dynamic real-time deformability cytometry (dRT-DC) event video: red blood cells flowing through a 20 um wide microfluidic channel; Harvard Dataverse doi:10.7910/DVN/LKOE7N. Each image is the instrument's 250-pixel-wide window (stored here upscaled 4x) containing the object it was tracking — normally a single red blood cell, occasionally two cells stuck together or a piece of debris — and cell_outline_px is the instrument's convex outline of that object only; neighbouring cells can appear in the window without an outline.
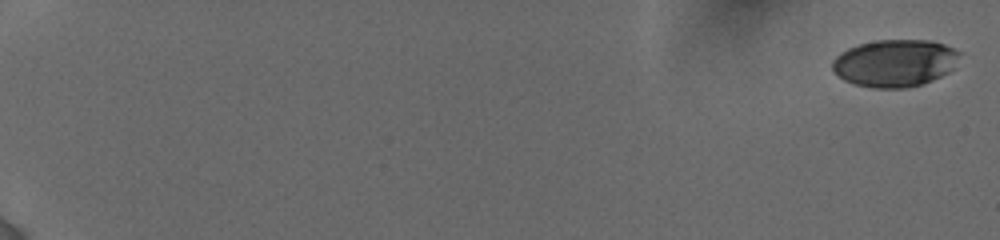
{"species": "human", "species_latin": "Homo sapiens", "temperature_condition": "cold", "stored_images_in_passage": 70, "camera_frame_rate_fps": 3000, "um_per_image_px": 0.085, "donor": {"sex": "female"}, "frame": {"image": 1, "passage_image": 1, "time_ms": 0.0, "image_size_px": [1000, 240], "cell_outline_px": [[960, 52], [952, 68], [948, 72], [924, 84], [908, 88], [872, 88], [852, 84], [844, 80], [832, 68], [832, 60], [840, 52], [848, 48], [860, 44], [876, 40], [932, 40], [944, 44]], "centroid_in_image_um": [76.04, 5.37], "position_along_channel_um": 9.0, "area_um2": 35.08}}
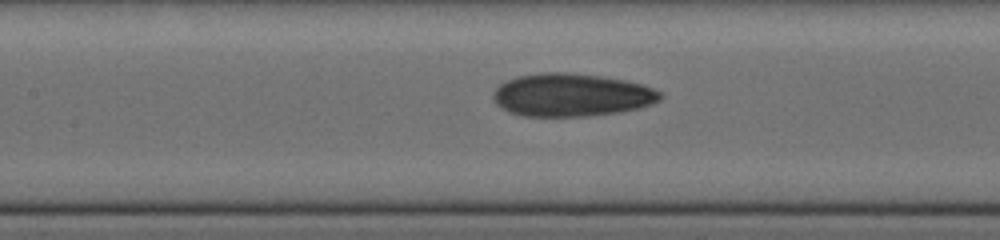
{"frame": {"image": 2, "passage_image": 34, "time_ms": 9.667, "image_size_px": [1000, 240], "cell_outline_px": [[664, 96], [660, 100], [652, 104], [640, 108], [620, 112], [588, 116], [524, 116], [508, 112], [496, 104], [492, 96], [492, 92], [500, 84], [516, 76], [548, 72], [568, 72], [600, 76], [624, 80], [644, 84], [660, 92]], "centroid_in_image_um": [48.59, 8.08], "position_along_channel_um": 158.8, "area_um2": 42.02}}
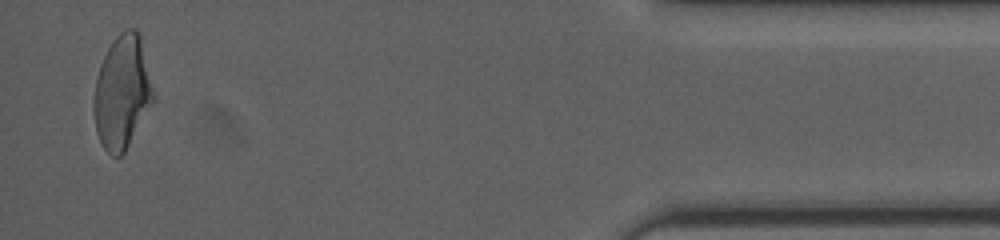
{"frame": {"image": 3, "passage_image": 68, "time_ms": 18.0, "image_size_px": [1000, 240], "cell_outline_px": [[152, 104], [124, 152], [120, 156], [112, 156], [100, 144], [96, 132], [92, 104], [96, 80], [100, 64], [108, 48], [116, 36], [120, 32], [128, 28], [136, 28], [140, 36], [152, 88]], "centroid_in_image_um": [10.34, 7.85], "position_along_channel_um": 424.9, "area_um2": 38.73}, "authors_computed_cell_mechanics": {"area_um2": 38.9861, "velocity_mm_per_s": 3.8859, "shape_relaxation_time_tau1_ms": 6.5724, "shape_relaxation_time_tau2_ms": 1.979, "deformation_change_tau1": 0.2002, "deformation_change_tau2": 0.0858}}